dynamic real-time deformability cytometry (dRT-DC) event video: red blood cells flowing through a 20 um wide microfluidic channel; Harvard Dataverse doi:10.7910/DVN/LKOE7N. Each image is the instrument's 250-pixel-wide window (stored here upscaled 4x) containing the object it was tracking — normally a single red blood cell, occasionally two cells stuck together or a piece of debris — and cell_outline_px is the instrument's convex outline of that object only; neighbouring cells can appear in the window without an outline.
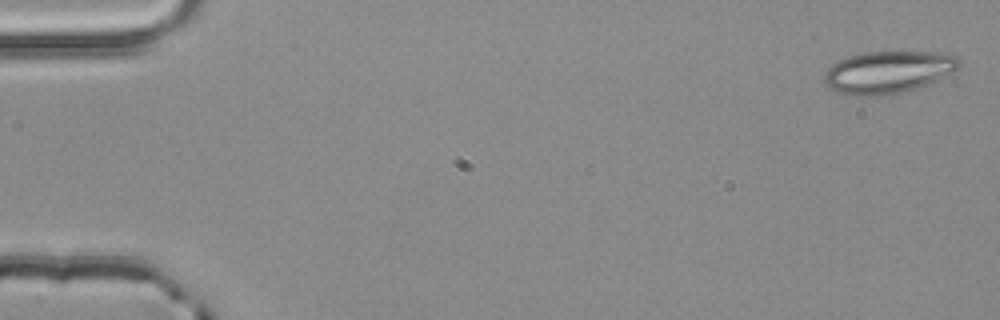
{"species": "common noctule bat (a hibernating species)", "species_latin": "Nyctalus noctula", "temperature_condition": "room temperature", "stored_images_in_passage": 4, "camera_frame_rate_fps": 3000, "um_per_image_px": 0.085, "animal": {"sex": "male", "body_mass_g": 20.4}, "frame": {"image": 1, "passage_image": 1, "time_ms": 0.0, "image_size_px": [1000, 320], "cell_outline_px": [[960, 68], [940, 80], [916, 88], [900, 92], [876, 96], [856, 96], [840, 92], [828, 88], [824, 84], [824, 72], [836, 60], [860, 52], [940, 52], [956, 56], [960, 60]], "centroid_in_image_um": [75.49, 6.12], "position_along_channel_um": 9.5, "area_um2": 33.58}}